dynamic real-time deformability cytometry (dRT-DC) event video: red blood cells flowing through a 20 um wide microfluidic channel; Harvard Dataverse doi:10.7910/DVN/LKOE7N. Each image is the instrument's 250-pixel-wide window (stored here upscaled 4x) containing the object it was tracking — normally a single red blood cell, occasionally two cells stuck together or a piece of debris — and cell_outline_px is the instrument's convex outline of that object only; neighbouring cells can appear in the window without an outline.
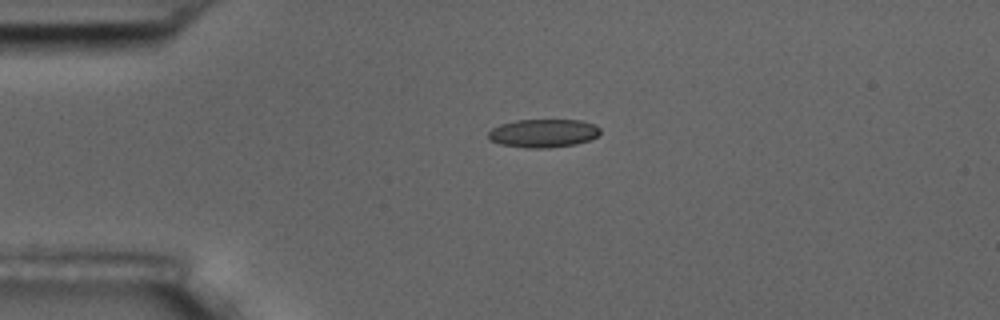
{"species": "common noctule bat (a hibernating species)", "species_latin": "Nyctalus noctula", "temperature_condition": "room temperature", "stored_images_in_passage": 2, "camera_frame_rate_fps": 3000, "um_per_image_px": 0.085, "animal": {"sex": "male", "body_mass_g": 17.5, "forearm_length_mm": 52.3}, "frame": {"image": 1, "passage_image": 1, "time_ms": 0.0, "image_size_px": [1000, 320], "cell_outline_px": [[600, 132], [596, 136], [588, 140], [576, 144], [548, 148], [528, 148], [500, 144], [488, 140], [488, 132], [492, 128], [500, 124], [516, 120], [580, 120], [596, 124], [600, 128]], "centroid_in_image_um": [46.16, 11.32], "position_along_channel_um": 38.8, "area_um2": 18.55}}